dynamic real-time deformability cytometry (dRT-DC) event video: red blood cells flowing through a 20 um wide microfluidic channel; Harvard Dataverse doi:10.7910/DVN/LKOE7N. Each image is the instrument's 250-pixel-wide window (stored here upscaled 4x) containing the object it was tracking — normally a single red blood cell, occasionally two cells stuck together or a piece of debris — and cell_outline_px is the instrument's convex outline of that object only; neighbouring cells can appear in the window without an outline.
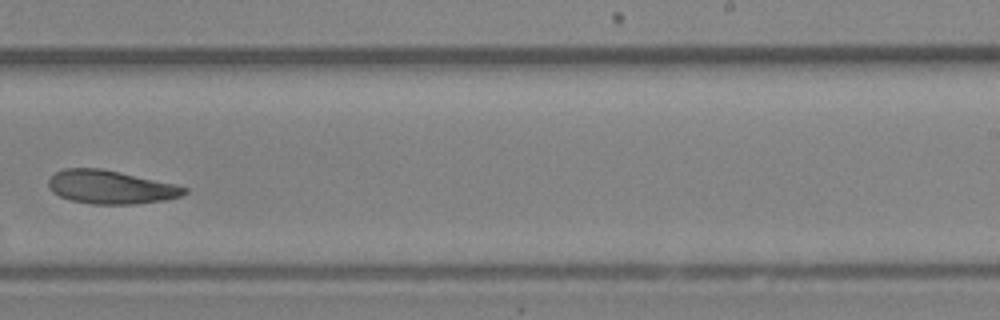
{"species": "Egyptian fruit bat (a non-hibernating species)", "species_latin": "Rousettus aegyptiacus", "temperature_condition": "room temperature", "stored_images_in_passage": 27, "camera_frame_rate_fps": 3000, "um_per_image_px": 0.085, "animal": {"sex": "female"}, "frame": {"image": 1, "passage_image": 16, "time_ms": 5.0, "image_size_px": [1000, 320], "cell_outline_px": [[188, 192], [180, 196], [164, 200], [136, 204], [92, 204], [72, 200], [60, 196], [52, 192], [48, 184], [48, 180], [56, 172], [64, 168], [100, 168], [120, 172], [176, 184], [188, 188]], "centroid_in_image_um": [9.42, 15.9], "position_along_channel_um": 279.6, "area_um2": 26.41}}
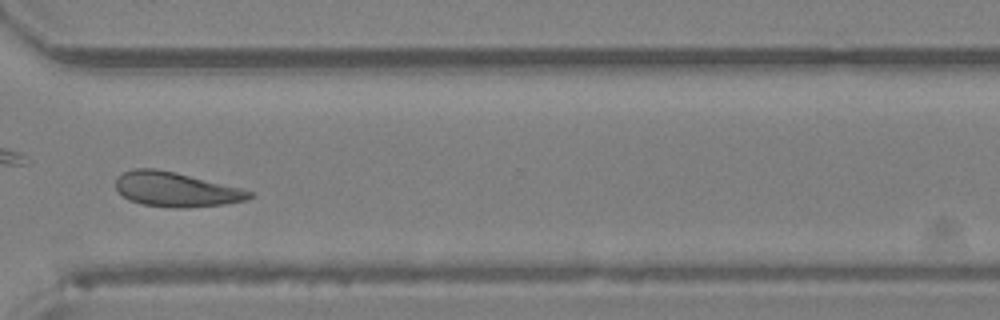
{"frame": {"image": 2, "passage_image": 20, "time_ms": 6.333, "image_size_px": [1000, 320], "cell_outline_px": [[256, 192], [248, 200], [224, 204], [180, 208], [172, 208], [140, 204], [128, 200], [116, 188], [116, 176], [132, 168], [156, 168], [176, 172]], "centroid_in_image_um": [14.94, 16.1], "position_along_channel_um": 355.7, "area_um2": 27.05}}